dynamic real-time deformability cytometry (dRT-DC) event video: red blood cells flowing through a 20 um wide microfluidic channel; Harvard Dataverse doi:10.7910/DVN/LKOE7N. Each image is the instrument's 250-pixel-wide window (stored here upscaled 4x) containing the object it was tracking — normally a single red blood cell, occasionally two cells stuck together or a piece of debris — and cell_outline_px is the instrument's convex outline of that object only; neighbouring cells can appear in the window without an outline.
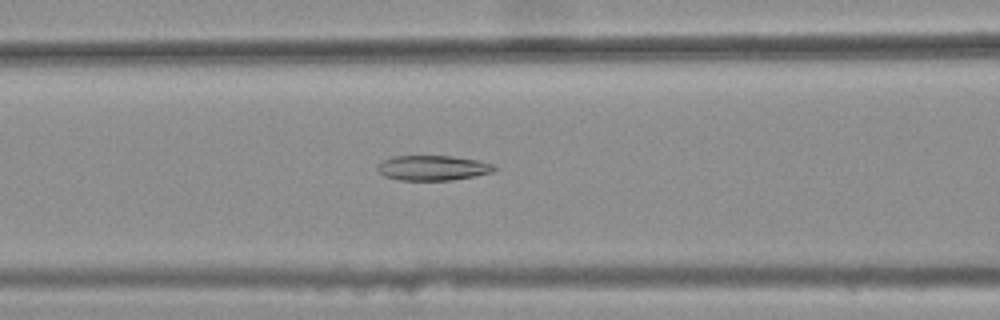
{"species": "common noctule bat (a hibernating species)", "species_latin": "Nyctalus noctula", "temperature_condition": "warm", "stored_images_in_passage": 37, "camera_frame_rate_fps": 3000, "um_per_image_px": 0.085, "animal": {"sex": "female", "body_mass_g": 25.1}, "frame": {"image": 1, "passage_image": 10, "time_ms": 3.0, "image_size_px": [1000, 320], "cell_outline_px": [[500, 168], [492, 172], [476, 176], [452, 180], [400, 180], [384, 176], [376, 168], [376, 164], [392, 156], [452, 156], [476, 160], [492, 164]], "centroid_in_image_um": [36.79, 14.27], "position_along_channel_um": 129.8, "area_um2": 17.11}}
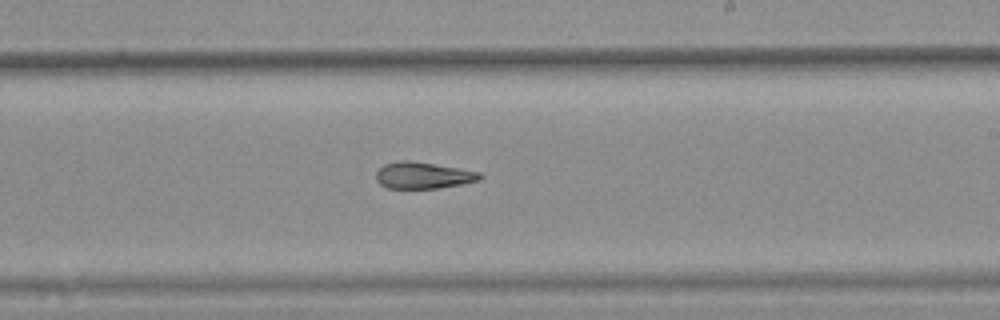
{"frame": {"image": 2, "passage_image": 20, "time_ms": 6.333, "image_size_px": [1000, 320], "cell_outline_px": [[484, 176], [480, 180], [440, 188], [388, 188], [380, 184], [376, 180], [376, 172], [384, 164], [396, 160], [408, 160], [460, 168], [480, 172]], "centroid_in_image_um": [35.96, 14.9], "position_along_channel_um": 253.0, "area_um2": 16.13}}
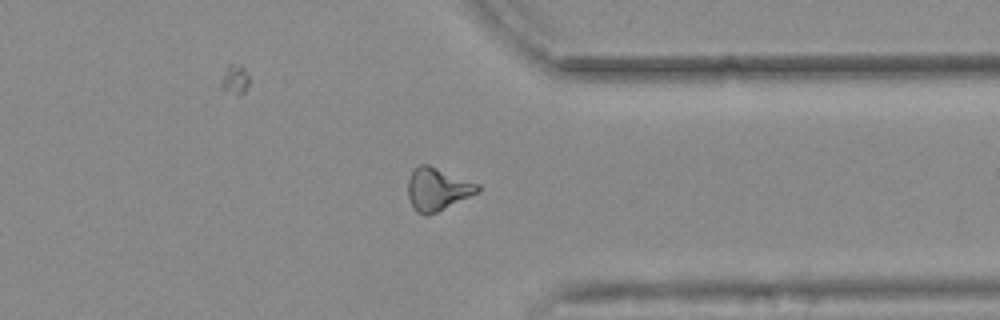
{"frame": {"image": 3, "passage_image": 30, "time_ms": 9.667, "image_size_px": [1000, 320], "cell_outline_px": [[480, 188], [476, 192], [428, 216], [424, 216], [416, 212], [408, 196], [408, 180], [412, 172], [420, 164], [428, 164], [480, 184]], "centroid_in_image_um": [37.15, 16.07], "position_along_channel_um": 374.2, "area_um2": 16.99}, "authors_computed_cell_mechanics": {"area_um2": 16.7042, "velocity_mm_per_s": 3.7059, "shape_relaxation_time_tau1_ms": null, "shape_relaxation_time_tau2_ms": 10.7254, "deformation_change_tau1": null, "deformation_change_tau2": 0.2306}}